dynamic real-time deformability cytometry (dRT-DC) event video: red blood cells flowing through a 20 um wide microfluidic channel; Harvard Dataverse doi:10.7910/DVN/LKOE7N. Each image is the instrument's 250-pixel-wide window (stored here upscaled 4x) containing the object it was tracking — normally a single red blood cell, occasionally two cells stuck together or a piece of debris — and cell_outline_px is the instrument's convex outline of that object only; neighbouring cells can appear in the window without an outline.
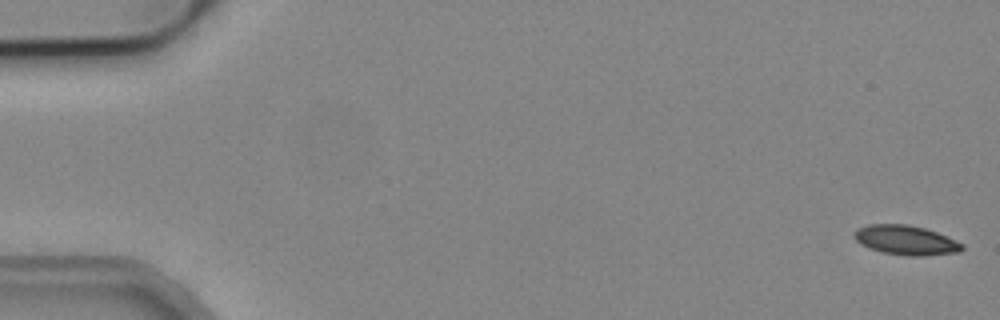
{"species": "common noctule bat (a hibernating species)", "species_latin": "Nyctalus noctula", "temperature_condition": "cold", "stored_images_in_passage": 6, "camera_frame_rate_fps": 3000, "um_per_image_px": 0.085, "animal": {"sex": "male", "body_mass_g": 19.2, "forearm_length_mm": 51.8}, "frame": {"image": 1, "passage_image": 1, "time_ms": 0.0, "image_size_px": [1000, 320], "cell_outline_px": [[964, 248], [960, 252], [924, 256], [908, 256], [880, 252], [868, 248], [860, 244], [852, 236], [856, 228], [868, 224], [908, 224], [924, 228], [936, 232], [964, 244]], "centroid_in_image_um": [76.96, 20.42], "position_along_channel_um": 8.0, "area_um2": 18.79}}